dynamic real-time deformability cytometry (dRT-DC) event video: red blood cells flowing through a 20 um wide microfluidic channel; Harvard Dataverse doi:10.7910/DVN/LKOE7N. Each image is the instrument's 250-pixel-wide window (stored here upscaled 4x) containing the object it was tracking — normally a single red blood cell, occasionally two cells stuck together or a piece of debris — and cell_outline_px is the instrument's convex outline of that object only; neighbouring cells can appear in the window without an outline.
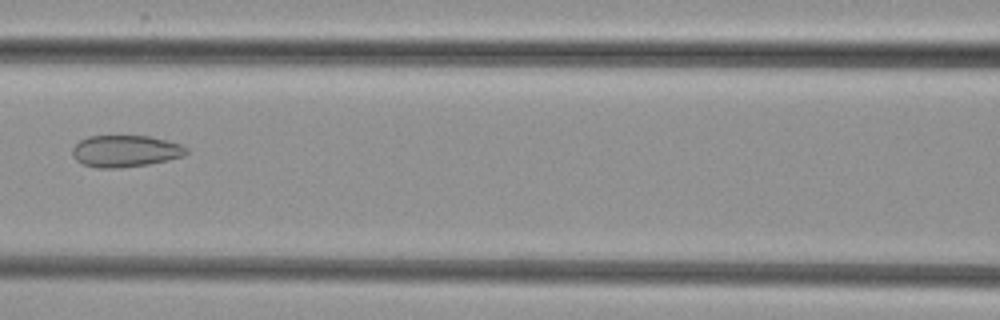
{"species": "common noctule bat (a hibernating species)", "species_latin": "Nyctalus noctula", "temperature_condition": "cold", "stored_images_in_passage": 7, "camera_frame_rate_fps": 3000, "um_per_image_px": 0.085, "animal": {"sex": "female", "body_mass_g": 29.2, "forearm_length_mm": 56.3}, "frame": {"image": 1, "passage_image": 6, "time_ms": 7.667, "image_size_px": [1000, 320], "cell_outline_px": [[188, 152], [184, 156], [168, 160], [148, 164], [116, 168], [96, 168], [84, 164], [76, 160], [72, 156], [72, 148], [80, 140], [88, 136], [148, 136], [168, 140], [180, 144], [188, 148]], "centroid_in_image_um": [10.66, 12.84], "position_along_channel_um": 155.9, "area_um2": 21.15}}
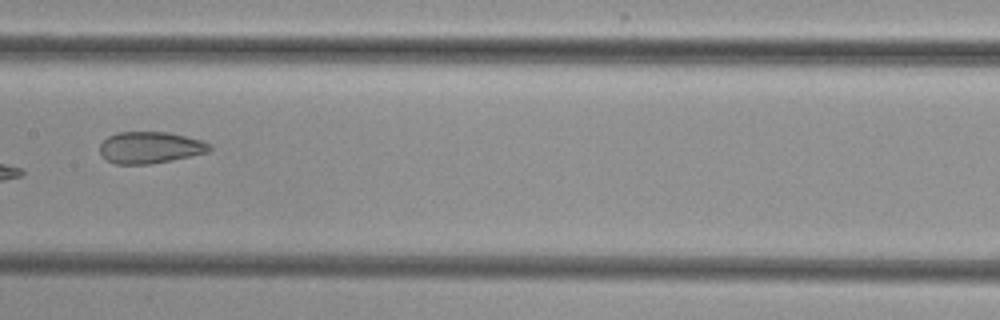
{"frame": {"image": 2, "passage_image": 7, "time_ms": 8.667, "image_size_px": [1000, 320], "cell_outline_px": [[212, 148], [208, 152], [172, 160], [148, 164], [116, 164], [104, 160], [100, 152], [100, 144], [108, 136], [116, 132], [168, 132], [204, 140]], "centroid_in_image_um": [12.74, 12.54], "position_along_channel_um": 194.7, "area_um2": 20.35}}